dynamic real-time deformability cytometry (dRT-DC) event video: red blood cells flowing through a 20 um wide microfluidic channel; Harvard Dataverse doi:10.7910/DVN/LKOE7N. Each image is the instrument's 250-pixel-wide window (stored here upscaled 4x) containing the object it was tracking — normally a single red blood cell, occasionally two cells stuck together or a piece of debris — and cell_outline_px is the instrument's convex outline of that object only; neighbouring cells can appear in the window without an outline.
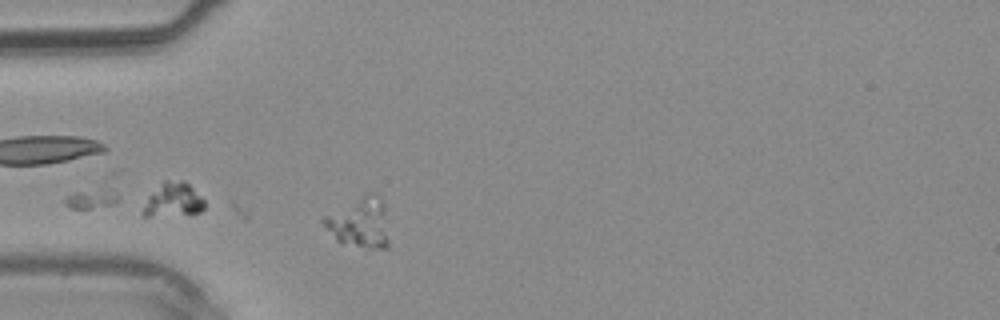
{"species": "common noctule bat (a hibernating species)", "species_latin": "Nyctalus noctula", "temperature_condition": "warm", "stored_images_in_passage": 12, "camera_frame_rate_fps": 3000, "um_per_image_px": 0.085, "animal": {"sex": "male", "body_mass_g": 20.4}, "frame": {"image": 1, "passage_image": 2, "time_ms": 0.333, "image_size_px": [1000, 320], "cell_outline_px": [[388, 248], [368, 248], [336, 240], [320, 220], [324, 216], [364, 192], [376, 192], [380, 196], [388, 240]], "centroid_in_image_um": [30.53, 18.88], "position_along_channel_um": 54.5, "area_um2": 18.73}}